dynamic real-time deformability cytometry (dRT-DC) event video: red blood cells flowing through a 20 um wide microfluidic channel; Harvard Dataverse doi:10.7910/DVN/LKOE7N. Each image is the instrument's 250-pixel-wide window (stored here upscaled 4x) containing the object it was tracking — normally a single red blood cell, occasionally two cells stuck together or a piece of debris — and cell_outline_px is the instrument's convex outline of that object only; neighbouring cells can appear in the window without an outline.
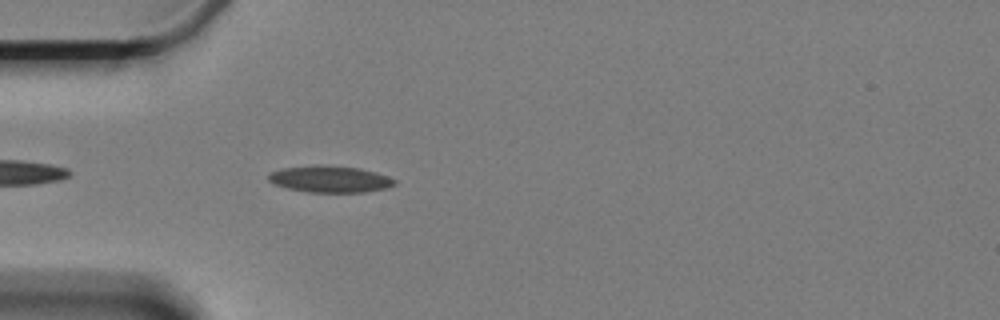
{"species": "Egyptian fruit bat (a non-hibernating species)", "species_latin": "Rousettus aegyptiacus", "temperature_condition": "cold", "stored_images_in_passage": 46, "camera_frame_rate_fps": 3000, "um_per_image_px": 0.085, "animal": {"sex": "female"}, "frame": {"image": 1, "passage_image": 4, "time_ms": 1.0, "image_size_px": [1000, 320], "cell_outline_px": [[396, 184], [388, 188], [364, 192], [308, 192], [288, 188], [276, 184], [268, 180], [268, 176], [272, 172], [284, 168], [316, 164], [320, 164], [360, 168], [376, 172], [388, 176], [396, 180]], "centroid_in_image_um": [28.1, 15.22], "position_along_channel_um": 56.9, "area_um2": 19.59}}
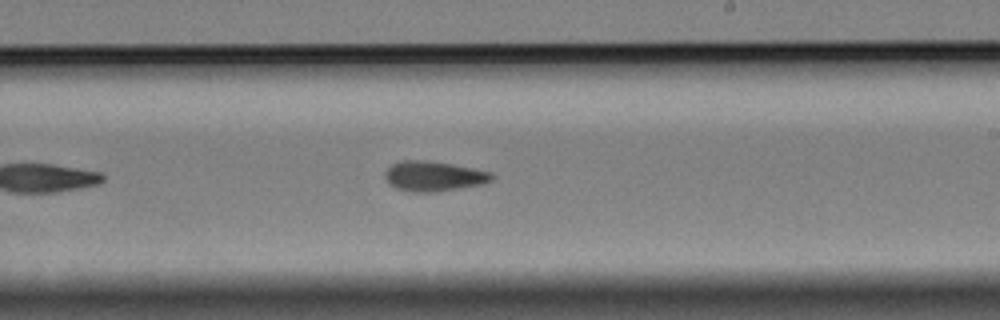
{"frame": {"image": 2, "passage_image": 22, "time_ms": 7.0, "image_size_px": [1000, 320], "cell_outline_px": [[496, 176], [492, 180], [484, 184], [436, 192], [412, 192], [396, 188], [388, 184], [384, 176], [384, 172], [392, 164], [400, 160], [424, 160], [452, 164], [492, 172]], "centroid_in_image_um": [36.86, 14.98], "position_along_channel_um": 252.1, "area_um2": 18.9}}
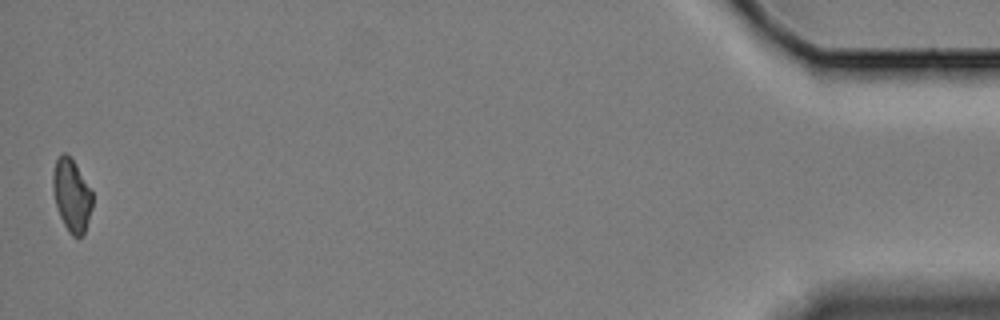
{"frame": {"image": 3, "passage_image": 46, "time_ms": 15.0, "image_size_px": [1000, 320], "cell_outline_px": [[92, 208], [84, 236], [72, 236], [68, 232], [60, 216], [56, 204], [52, 188], [52, 172], [56, 160], [64, 152], [76, 164], [92, 192]], "centroid_in_image_um": [6.09, 16.62], "position_along_channel_um": 429.1, "area_um2": 16.65}, "authors_computed_cell_mechanics": {"area_um2": 17.8602, "velocity_mm_per_s": 3.331, "shape_relaxation_time_tau1_ms": null, "shape_relaxation_time_tau2_ms": 8.9628, "deformation_change_tau1": null, "deformation_change_tau2": 0.1824}}